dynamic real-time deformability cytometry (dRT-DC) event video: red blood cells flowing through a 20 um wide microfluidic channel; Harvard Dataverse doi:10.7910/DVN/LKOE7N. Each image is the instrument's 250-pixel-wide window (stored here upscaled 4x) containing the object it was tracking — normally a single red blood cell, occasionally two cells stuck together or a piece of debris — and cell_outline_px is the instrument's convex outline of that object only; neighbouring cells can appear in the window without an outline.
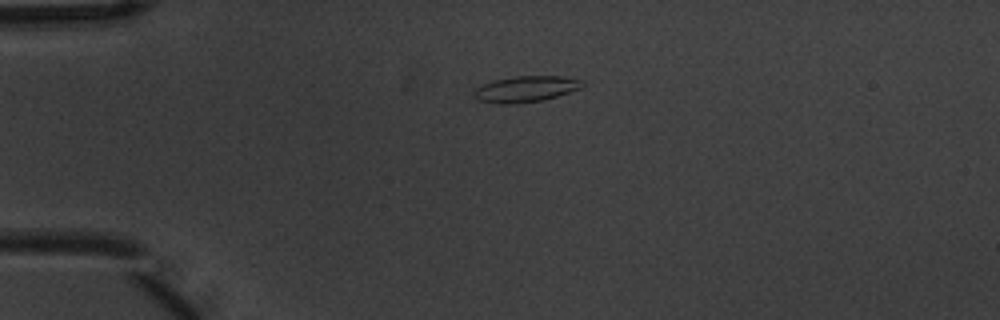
{"species": "common noctule bat (a hibernating species)", "species_latin": "Nyctalus noctula", "temperature_condition": "warm", "stored_images_in_passage": 6, "camera_frame_rate_fps": 3000, "um_per_image_px": 0.085, "animal": {"sex": "male", "body_mass_g": 20.1, "forearm_length_mm": 53.5}, "frame": {"image": 1, "passage_image": 6, "time_ms": 1.667, "image_size_px": [1000, 320], "cell_outline_px": [[584, 84], [580, 88], [544, 100], [516, 104], [496, 104], [476, 100], [472, 96], [472, 92], [476, 88], [492, 80], [516, 76], [560, 76], [584, 80]], "centroid_in_image_um": [44.63, 7.58], "position_along_channel_um": 40.4, "area_um2": 16.65}}